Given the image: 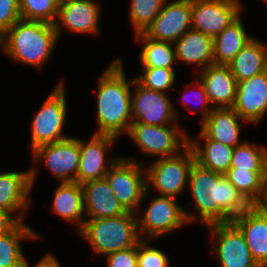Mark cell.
<instances>
[{
	"instance_id": "6da1fadb",
	"label": "cell",
	"mask_w": 267,
	"mask_h": 267,
	"mask_svg": "<svg viewBox=\"0 0 267 267\" xmlns=\"http://www.w3.org/2000/svg\"><path fill=\"white\" fill-rule=\"evenodd\" d=\"M97 83V125L94 134L116 138L127 134L132 123L131 86L124 72L122 60L116 58L103 71ZM128 79V80H127Z\"/></svg>"
},
{
	"instance_id": "7a4b0ae2",
	"label": "cell",
	"mask_w": 267,
	"mask_h": 267,
	"mask_svg": "<svg viewBox=\"0 0 267 267\" xmlns=\"http://www.w3.org/2000/svg\"><path fill=\"white\" fill-rule=\"evenodd\" d=\"M188 186L197 211L192 214L185 210L188 224L196 218L205 226L215 224L240 193L225 175L204 168L196 161L190 170Z\"/></svg>"
},
{
	"instance_id": "3957f363",
	"label": "cell",
	"mask_w": 267,
	"mask_h": 267,
	"mask_svg": "<svg viewBox=\"0 0 267 267\" xmlns=\"http://www.w3.org/2000/svg\"><path fill=\"white\" fill-rule=\"evenodd\" d=\"M57 41L54 24L20 19L3 34L2 51L18 63L42 69Z\"/></svg>"
},
{
	"instance_id": "277c9868",
	"label": "cell",
	"mask_w": 267,
	"mask_h": 267,
	"mask_svg": "<svg viewBox=\"0 0 267 267\" xmlns=\"http://www.w3.org/2000/svg\"><path fill=\"white\" fill-rule=\"evenodd\" d=\"M138 213L126 212L117 217L85 220L77 232L97 255H106L136 246L142 239L137 225Z\"/></svg>"
},
{
	"instance_id": "5b68a950",
	"label": "cell",
	"mask_w": 267,
	"mask_h": 267,
	"mask_svg": "<svg viewBox=\"0 0 267 267\" xmlns=\"http://www.w3.org/2000/svg\"><path fill=\"white\" fill-rule=\"evenodd\" d=\"M193 149L188 145L172 157L156 158L145 169L146 190L155 189L164 196L178 198L188 187L190 170L195 162Z\"/></svg>"
},
{
	"instance_id": "8992f818",
	"label": "cell",
	"mask_w": 267,
	"mask_h": 267,
	"mask_svg": "<svg viewBox=\"0 0 267 267\" xmlns=\"http://www.w3.org/2000/svg\"><path fill=\"white\" fill-rule=\"evenodd\" d=\"M127 136L142 154L158 158L175 156L189 145V135L177 123L148 125L132 122Z\"/></svg>"
},
{
	"instance_id": "52a82bcc",
	"label": "cell",
	"mask_w": 267,
	"mask_h": 267,
	"mask_svg": "<svg viewBox=\"0 0 267 267\" xmlns=\"http://www.w3.org/2000/svg\"><path fill=\"white\" fill-rule=\"evenodd\" d=\"M143 164L134 157H118L105 176L121 206L136 214L148 193Z\"/></svg>"
},
{
	"instance_id": "ba28073f",
	"label": "cell",
	"mask_w": 267,
	"mask_h": 267,
	"mask_svg": "<svg viewBox=\"0 0 267 267\" xmlns=\"http://www.w3.org/2000/svg\"><path fill=\"white\" fill-rule=\"evenodd\" d=\"M65 86L58 83L51 94L35 113L31 123V150L59 142L69 137L62 135L67 117V100Z\"/></svg>"
},
{
	"instance_id": "9c48e42d",
	"label": "cell",
	"mask_w": 267,
	"mask_h": 267,
	"mask_svg": "<svg viewBox=\"0 0 267 267\" xmlns=\"http://www.w3.org/2000/svg\"><path fill=\"white\" fill-rule=\"evenodd\" d=\"M177 198L159 195L152 198L144 214L137 217L139 235L148 241L188 224L185 209L177 203ZM144 234L146 237H142Z\"/></svg>"
},
{
	"instance_id": "30bf717a",
	"label": "cell",
	"mask_w": 267,
	"mask_h": 267,
	"mask_svg": "<svg viewBox=\"0 0 267 267\" xmlns=\"http://www.w3.org/2000/svg\"><path fill=\"white\" fill-rule=\"evenodd\" d=\"M33 163L41 161L61 183L77 182L80 160V139L69 137L40 146L32 151Z\"/></svg>"
},
{
	"instance_id": "8fae6325",
	"label": "cell",
	"mask_w": 267,
	"mask_h": 267,
	"mask_svg": "<svg viewBox=\"0 0 267 267\" xmlns=\"http://www.w3.org/2000/svg\"><path fill=\"white\" fill-rule=\"evenodd\" d=\"M135 91L131 93L132 122L148 125H170L178 120L176 108L165 92L150 90L133 79Z\"/></svg>"
},
{
	"instance_id": "7c38bea8",
	"label": "cell",
	"mask_w": 267,
	"mask_h": 267,
	"mask_svg": "<svg viewBox=\"0 0 267 267\" xmlns=\"http://www.w3.org/2000/svg\"><path fill=\"white\" fill-rule=\"evenodd\" d=\"M240 0H191L192 28L212 38L242 12Z\"/></svg>"
},
{
	"instance_id": "4fadbf2b",
	"label": "cell",
	"mask_w": 267,
	"mask_h": 267,
	"mask_svg": "<svg viewBox=\"0 0 267 267\" xmlns=\"http://www.w3.org/2000/svg\"><path fill=\"white\" fill-rule=\"evenodd\" d=\"M210 230L220 267H259L253 260L243 233L238 227L211 224Z\"/></svg>"
},
{
	"instance_id": "5bb4252c",
	"label": "cell",
	"mask_w": 267,
	"mask_h": 267,
	"mask_svg": "<svg viewBox=\"0 0 267 267\" xmlns=\"http://www.w3.org/2000/svg\"><path fill=\"white\" fill-rule=\"evenodd\" d=\"M100 6L93 0H60L54 23L58 39L64 27L75 34L99 35Z\"/></svg>"
},
{
	"instance_id": "9a60e30c",
	"label": "cell",
	"mask_w": 267,
	"mask_h": 267,
	"mask_svg": "<svg viewBox=\"0 0 267 267\" xmlns=\"http://www.w3.org/2000/svg\"><path fill=\"white\" fill-rule=\"evenodd\" d=\"M167 2L143 33L154 40L174 43L192 28L191 0Z\"/></svg>"
},
{
	"instance_id": "2e32d148",
	"label": "cell",
	"mask_w": 267,
	"mask_h": 267,
	"mask_svg": "<svg viewBox=\"0 0 267 267\" xmlns=\"http://www.w3.org/2000/svg\"><path fill=\"white\" fill-rule=\"evenodd\" d=\"M118 138L111 135L94 134L86 142L80 139V160L77 172V182L83 184L87 181L105 178L110 167L118 158L109 161L105 156L109 148Z\"/></svg>"
},
{
	"instance_id": "e0dca14e",
	"label": "cell",
	"mask_w": 267,
	"mask_h": 267,
	"mask_svg": "<svg viewBox=\"0 0 267 267\" xmlns=\"http://www.w3.org/2000/svg\"><path fill=\"white\" fill-rule=\"evenodd\" d=\"M35 168L26 171L0 172V209L9 213H18L17 219L25 220V209L30 206L31 190L36 183Z\"/></svg>"
},
{
	"instance_id": "ac0fdd59",
	"label": "cell",
	"mask_w": 267,
	"mask_h": 267,
	"mask_svg": "<svg viewBox=\"0 0 267 267\" xmlns=\"http://www.w3.org/2000/svg\"><path fill=\"white\" fill-rule=\"evenodd\" d=\"M234 111L247 123L258 124L267 113V70L237 83Z\"/></svg>"
},
{
	"instance_id": "d6986e66",
	"label": "cell",
	"mask_w": 267,
	"mask_h": 267,
	"mask_svg": "<svg viewBox=\"0 0 267 267\" xmlns=\"http://www.w3.org/2000/svg\"><path fill=\"white\" fill-rule=\"evenodd\" d=\"M203 84L213 108H233L237 93V80L228 65L212 64L200 70Z\"/></svg>"
},
{
	"instance_id": "ffe728a7",
	"label": "cell",
	"mask_w": 267,
	"mask_h": 267,
	"mask_svg": "<svg viewBox=\"0 0 267 267\" xmlns=\"http://www.w3.org/2000/svg\"><path fill=\"white\" fill-rule=\"evenodd\" d=\"M85 215L89 219L117 217L127 211L121 206L106 178L81 184Z\"/></svg>"
},
{
	"instance_id": "44dd1931",
	"label": "cell",
	"mask_w": 267,
	"mask_h": 267,
	"mask_svg": "<svg viewBox=\"0 0 267 267\" xmlns=\"http://www.w3.org/2000/svg\"><path fill=\"white\" fill-rule=\"evenodd\" d=\"M243 120L233 108H213L201 125L200 132L208 139L235 147L242 144L240 128Z\"/></svg>"
},
{
	"instance_id": "7402d4cb",
	"label": "cell",
	"mask_w": 267,
	"mask_h": 267,
	"mask_svg": "<svg viewBox=\"0 0 267 267\" xmlns=\"http://www.w3.org/2000/svg\"><path fill=\"white\" fill-rule=\"evenodd\" d=\"M173 46L178 62L198 65L200 70L214 64L213 38L198 30L186 31Z\"/></svg>"
},
{
	"instance_id": "603a6c76",
	"label": "cell",
	"mask_w": 267,
	"mask_h": 267,
	"mask_svg": "<svg viewBox=\"0 0 267 267\" xmlns=\"http://www.w3.org/2000/svg\"><path fill=\"white\" fill-rule=\"evenodd\" d=\"M53 212L65 221L76 224L77 232L83 227L84 201L83 190L78 182H63L54 192Z\"/></svg>"
},
{
	"instance_id": "cb8c5ba5",
	"label": "cell",
	"mask_w": 267,
	"mask_h": 267,
	"mask_svg": "<svg viewBox=\"0 0 267 267\" xmlns=\"http://www.w3.org/2000/svg\"><path fill=\"white\" fill-rule=\"evenodd\" d=\"M198 137L199 141L189 136V146L194 151L196 162L224 175L230 168L234 147L208 139L201 132Z\"/></svg>"
},
{
	"instance_id": "d4e9b609",
	"label": "cell",
	"mask_w": 267,
	"mask_h": 267,
	"mask_svg": "<svg viewBox=\"0 0 267 267\" xmlns=\"http://www.w3.org/2000/svg\"><path fill=\"white\" fill-rule=\"evenodd\" d=\"M238 82L267 70V45L252 38L227 64Z\"/></svg>"
},
{
	"instance_id": "484cf974",
	"label": "cell",
	"mask_w": 267,
	"mask_h": 267,
	"mask_svg": "<svg viewBox=\"0 0 267 267\" xmlns=\"http://www.w3.org/2000/svg\"><path fill=\"white\" fill-rule=\"evenodd\" d=\"M241 15L213 38L214 64L230 63L242 48L254 38L244 28Z\"/></svg>"
},
{
	"instance_id": "4316f807",
	"label": "cell",
	"mask_w": 267,
	"mask_h": 267,
	"mask_svg": "<svg viewBox=\"0 0 267 267\" xmlns=\"http://www.w3.org/2000/svg\"><path fill=\"white\" fill-rule=\"evenodd\" d=\"M41 238L21 221L11 232L0 236V267H22L24 253L20 240Z\"/></svg>"
},
{
	"instance_id": "83f0119b",
	"label": "cell",
	"mask_w": 267,
	"mask_h": 267,
	"mask_svg": "<svg viewBox=\"0 0 267 267\" xmlns=\"http://www.w3.org/2000/svg\"><path fill=\"white\" fill-rule=\"evenodd\" d=\"M134 36L137 42L141 41L144 44L139 54L142 67L174 69L177 59L172 42L151 39L143 32Z\"/></svg>"
},
{
	"instance_id": "f1b7e54d",
	"label": "cell",
	"mask_w": 267,
	"mask_h": 267,
	"mask_svg": "<svg viewBox=\"0 0 267 267\" xmlns=\"http://www.w3.org/2000/svg\"><path fill=\"white\" fill-rule=\"evenodd\" d=\"M243 233L253 260L267 267V218L261 213L237 226Z\"/></svg>"
},
{
	"instance_id": "f546056e",
	"label": "cell",
	"mask_w": 267,
	"mask_h": 267,
	"mask_svg": "<svg viewBox=\"0 0 267 267\" xmlns=\"http://www.w3.org/2000/svg\"><path fill=\"white\" fill-rule=\"evenodd\" d=\"M259 213L260 194L240 192L233 203L223 210L215 224L237 227Z\"/></svg>"
},
{
	"instance_id": "4dcf8cb0",
	"label": "cell",
	"mask_w": 267,
	"mask_h": 267,
	"mask_svg": "<svg viewBox=\"0 0 267 267\" xmlns=\"http://www.w3.org/2000/svg\"><path fill=\"white\" fill-rule=\"evenodd\" d=\"M230 168L267 171V147L243 142L233 149Z\"/></svg>"
},
{
	"instance_id": "1f68e13d",
	"label": "cell",
	"mask_w": 267,
	"mask_h": 267,
	"mask_svg": "<svg viewBox=\"0 0 267 267\" xmlns=\"http://www.w3.org/2000/svg\"><path fill=\"white\" fill-rule=\"evenodd\" d=\"M167 0H131L129 19L134 34L144 32L154 21Z\"/></svg>"
},
{
	"instance_id": "d6a6232c",
	"label": "cell",
	"mask_w": 267,
	"mask_h": 267,
	"mask_svg": "<svg viewBox=\"0 0 267 267\" xmlns=\"http://www.w3.org/2000/svg\"><path fill=\"white\" fill-rule=\"evenodd\" d=\"M224 175L242 193L260 194L267 185V171L229 168Z\"/></svg>"
},
{
	"instance_id": "836d02e7",
	"label": "cell",
	"mask_w": 267,
	"mask_h": 267,
	"mask_svg": "<svg viewBox=\"0 0 267 267\" xmlns=\"http://www.w3.org/2000/svg\"><path fill=\"white\" fill-rule=\"evenodd\" d=\"M60 0H18L21 19L54 24Z\"/></svg>"
},
{
	"instance_id": "e575fe53",
	"label": "cell",
	"mask_w": 267,
	"mask_h": 267,
	"mask_svg": "<svg viewBox=\"0 0 267 267\" xmlns=\"http://www.w3.org/2000/svg\"><path fill=\"white\" fill-rule=\"evenodd\" d=\"M175 79L174 69L161 67H142V74L135 78L144 88L160 92L168 91L174 85Z\"/></svg>"
},
{
	"instance_id": "d590c367",
	"label": "cell",
	"mask_w": 267,
	"mask_h": 267,
	"mask_svg": "<svg viewBox=\"0 0 267 267\" xmlns=\"http://www.w3.org/2000/svg\"><path fill=\"white\" fill-rule=\"evenodd\" d=\"M147 240H141L137 244L138 267H169V258L158 248L148 245Z\"/></svg>"
},
{
	"instance_id": "8d00e7d4",
	"label": "cell",
	"mask_w": 267,
	"mask_h": 267,
	"mask_svg": "<svg viewBox=\"0 0 267 267\" xmlns=\"http://www.w3.org/2000/svg\"><path fill=\"white\" fill-rule=\"evenodd\" d=\"M20 19L18 0H0V32L4 34Z\"/></svg>"
},
{
	"instance_id": "74e56055",
	"label": "cell",
	"mask_w": 267,
	"mask_h": 267,
	"mask_svg": "<svg viewBox=\"0 0 267 267\" xmlns=\"http://www.w3.org/2000/svg\"><path fill=\"white\" fill-rule=\"evenodd\" d=\"M107 267H138L137 245L105 256Z\"/></svg>"
},
{
	"instance_id": "f35d334b",
	"label": "cell",
	"mask_w": 267,
	"mask_h": 267,
	"mask_svg": "<svg viewBox=\"0 0 267 267\" xmlns=\"http://www.w3.org/2000/svg\"><path fill=\"white\" fill-rule=\"evenodd\" d=\"M193 87H194L193 90L195 89L193 91V92H195L194 93L195 95L193 94V96H195V99L197 101H200L199 103L202 104V105H200V106H202L201 110H200L201 113H202L201 114L202 115L201 124H202L205 121V119L207 118V116L209 115V113L212 111L213 106L211 105V102H210V100L208 98V95H207V93L205 91V88H204L203 84L199 81V79L195 83V86L193 85ZM190 97L187 95V93L185 91H183L182 98L180 99L183 102H181V103H183V105H184L185 102H187L186 100H188V102H189L190 101L189 99L193 98V97H191V98Z\"/></svg>"
},
{
	"instance_id": "ab89813d",
	"label": "cell",
	"mask_w": 267,
	"mask_h": 267,
	"mask_svg": "<svg viewBox=\"0 0 267 267\" xmlns=\"http://www.w3.org/2000/svg\"><path fill=\"white\" fill-rule=\"evenodd\" d=\"M14 214L0 209V236L6 235L11 232L20 221L17 217H12Z\"/></svg>"
},
{
	"instance_id": "60d3db41",
	"label": "cell",
	"mask_w": 267,
	"mask_h": 267,
	"mask_svg": "<svg viewBox=\"0 0 267 267\" xmlns=\"http://www.w3.org/2000/svg\"><path fill=\"white\" fill-rule=\"evenodd\" d=\"M22 267H30L27 259L24 257ZM33 267H61L58 259L51 253L46 254Z\"/></svg>"
},
{
	"instance_id": "b9f144b4",
	"label": "cell",
	"mask_w": 267,
	"mask_h": 267,
	"mask_svg": "<svg viewBox=\"0 0 267 267\" xmlns=\"http://www.w3.org/2000/svg\"><path fill=\"white\" fill-rule=\"evenodd\" d=\"M260 213L267 218V185L260 193Z\"/></svg>"
},
{
	"instance_id": "7bdbcfd3",
	"label": "cell",
	"mask_w": 267,
	"mask_h": 267,
	"mask_svg": "<svg viewBox=\"0 0 267 267\" xmlns=\"http://www.w3.org/2000/svg\"><path fill=\"white\" fill-rule=\"evenodd\" d=\"M0 47L3 49V33L0 32Z\"/></svg>"
}]
</instances>
